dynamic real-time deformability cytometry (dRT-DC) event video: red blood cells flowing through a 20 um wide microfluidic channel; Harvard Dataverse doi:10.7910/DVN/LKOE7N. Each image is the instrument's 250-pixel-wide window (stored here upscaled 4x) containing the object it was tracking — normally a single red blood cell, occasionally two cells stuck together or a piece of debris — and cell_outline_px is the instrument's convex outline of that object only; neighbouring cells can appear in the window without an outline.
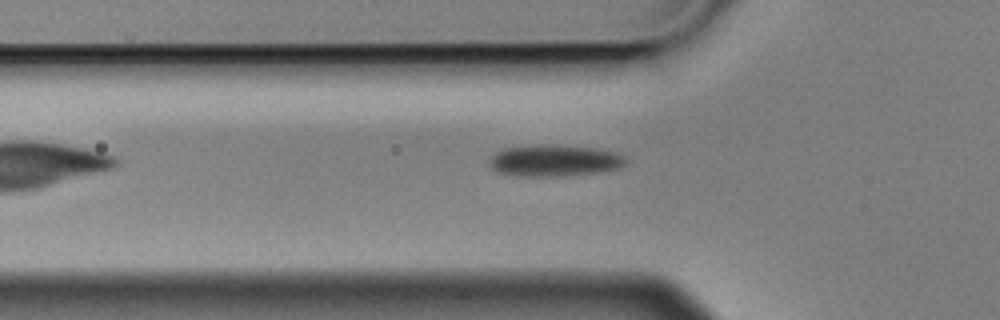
{"species": "Egyptian fruit bat (a non-hibernating species)", "species_latin": "Rousettus aegyptiacus", "temperature_condition": "cold", "stored_images_in_passage": 5, "camera_frame_rate_fps": 3000, "um_per_image_px": 0.085, "animal": {"sex": "male"}, "frame": {"image": 1, "passage_image": 4, "time_ms": 1.0, "image_size_px": [1000, 320], "cell_outline_px": [[628, 164], [616, 168], [600, 172], [560, 176], [520, 176], [500, 172], [492, 168], [488, 160], [496, 152], [504, 148], [540, 144], [596, 148], [616, 152], [624, 156], [628, 160]], "centroid_in_image_um": [47.15, 13.64], "position_along_channel_um": 78.6, "area_um2": 25.03}}
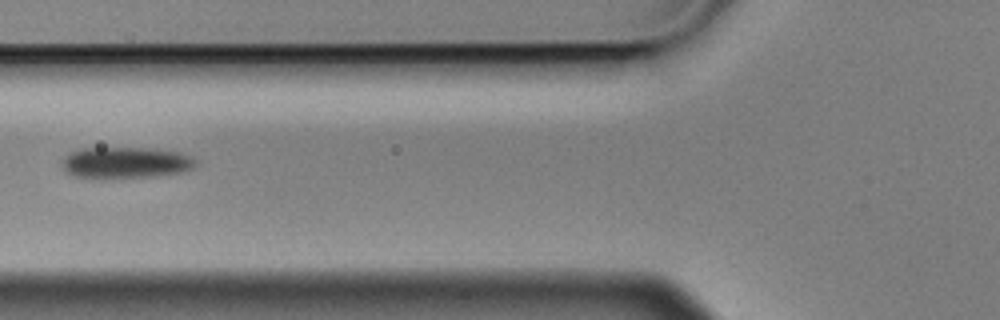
{"frame": {"image": 2, "passage_image": 5, "time_ms": 1.333, "image_size_px": [1000, 320], "cell_outline_px": [[196, 164], [192, 168], [180, 172], [156, 176], [72, 176], [64, 168], [64, 156], [68, 152], [80, 148], [152, 148], [180, 152], [192, 156], [196, 160]], "centroid_in_image_um": [10.72, 13.78], "position_along_channel_um": 115.1, "area_um2": 23.76}}